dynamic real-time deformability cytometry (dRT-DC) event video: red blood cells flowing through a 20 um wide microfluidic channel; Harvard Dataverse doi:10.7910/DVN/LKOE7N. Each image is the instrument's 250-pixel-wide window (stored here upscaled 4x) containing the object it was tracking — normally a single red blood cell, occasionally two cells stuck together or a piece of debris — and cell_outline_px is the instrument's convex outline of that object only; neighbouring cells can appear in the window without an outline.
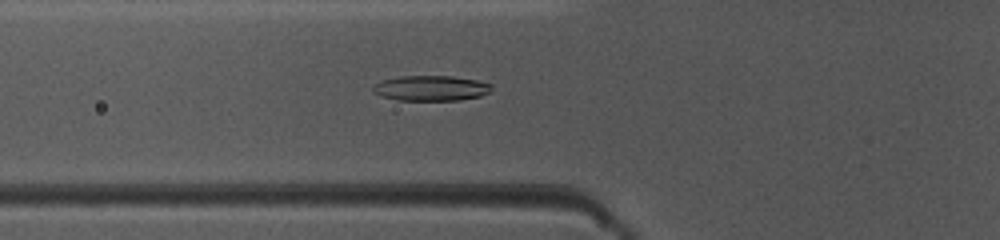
{"species": "common noctule bat (a hibernating species)", "species_latin": "Nyctalus noctula", "temperature_condition": "warm", "stored_images_in_passage": 29, "camera_frame_rate_fps": 3000, "um_per_image_px": 0.085, "animal": {"sex": "female", "body_mass_g": 10.0, "forearm_length_mm": 53.1}, "frame": {"image": 1, "passage_image": 2, "time_ms": 0.333, "image_size_px": [1000, 240], "cell_outline_px": [[492, 92], [480, 96], [460, 100], [396, 100], [380, 96], [372, 92], [372, 88], [376, 84], [384, 80], [400, 76], [452, 76], [476, 80], [492, 84]], "centroid_in_image_um": [36.65, 7.5], "position_along_channel_um": 89.1, "area_um2": 17.51}}
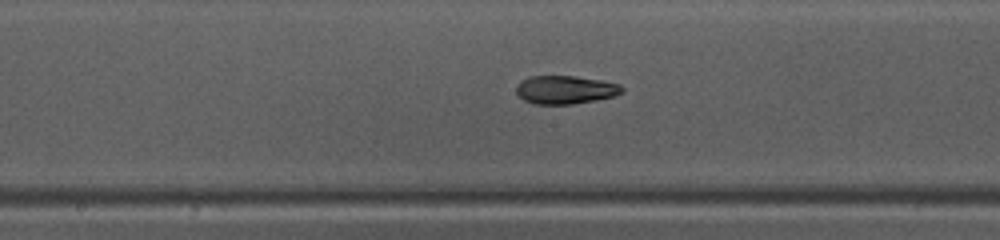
{"frame": {"image": 2, "passage_image": 10, "time_ms": 3.0, "image_size_px": [1000, 240], "cell_outline_px": [[624, 92], [616, 96], [596, 100], [572, 104], [532, 104], [524, 100], [516, 92], [516, 84], [520, 80], [528, 76], [576, 76], [600, 80], [620, 84], [624, 88]], "centroid_in_image_um": [48.05, 7.63], "position_along_channel_um": 200.1, "area_um2": 17.69}}
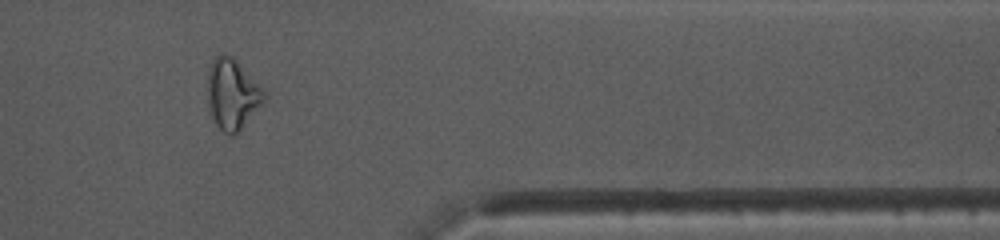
{"frame": {"image": 3, "passage_image": 25, "time_ms": 8.0, "image_size_px": [1000, 240], "cell_outline_px": [[264, 100], [240, 128], [232, 136], [224, 132], [216, 124], [212, 116], [208, 104], [208, 72], [212, 60], [216, 56], [224, 52], [232, 56], [264, 92]], "centroid_in_image_um": [19.68, 7.97], "position_along_channel_um": 391.7, "area_um2": 22.25}, "authors_computed_cell_mechanics": {"area_um2": 17.5712, "velocity_mm_per_s": 4.1138, "shape_relaxation_time_tau1_ms": null, "shape_relaxation_time_tau2_ms": 1.3347, "deformation_change_tau1": null, "deformation_change_tau2": 0.0787}}